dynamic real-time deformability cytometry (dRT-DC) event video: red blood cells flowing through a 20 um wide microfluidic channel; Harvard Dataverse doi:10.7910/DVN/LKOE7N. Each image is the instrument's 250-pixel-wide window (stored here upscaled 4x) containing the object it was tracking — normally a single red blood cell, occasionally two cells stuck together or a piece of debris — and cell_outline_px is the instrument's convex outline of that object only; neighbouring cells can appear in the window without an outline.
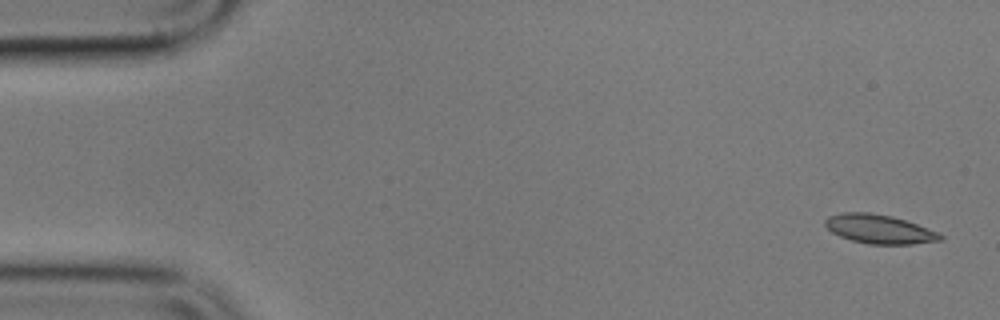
{"species": "common noctule bat (a hibernating species)", "species_latin": "Nyctalus noctula", "temperature_condition": "cold", "stored_images_in_passage": 4, "camera_frame_rate_fps": 3000, "um_per_image_px": 0.085, "animal": {"sex": "male", "body_mass_g": 17.9}, "frame": {"image": 1, "passage_image": 1, "time_ms": 0.0, "image_size_px": [1000, 320], "cell_outline_px": [[944, 240], [912, 244], [868, 244], [852, 240], [840, 236], [832, 232], [824, 224], [824, 220], [828, 216], [844, 212], [868, 212], [892, 216], [940, 232], [944, 236]], "centroid_in_image_um": [74.76, 19.47], "position_along_channel_um": 10.2, "area_um2": 19.48}}
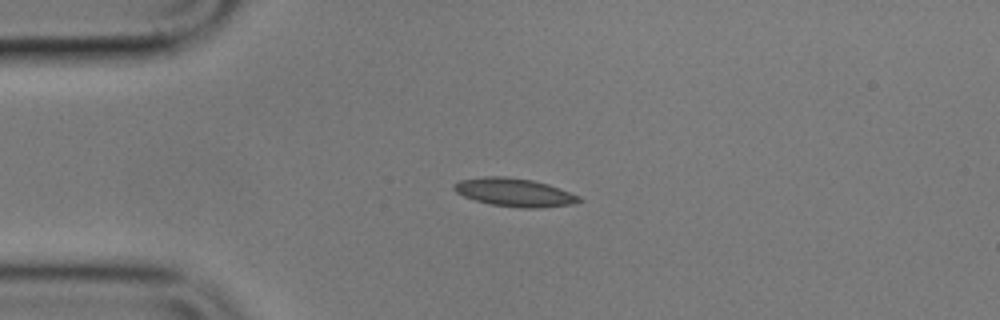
{"frame": {"image": 2, "passage_image": 4, "time_ms": 3.667, "image_size_px": [1000, 320], "cell_outline_px": [[584, 200], [572, 204], [544, 208], [520, 208], [488, 204], [464, 196], [456, 192], [452, 188], [452, 184], [460, 180], [484, 176], [504, 176], [532, 180], [548, 184], [580, 196]], "centroid_in_image_um": [43.72, 16.36], "position_along_channel_um": 41.3, "area_um2": 20.75}}